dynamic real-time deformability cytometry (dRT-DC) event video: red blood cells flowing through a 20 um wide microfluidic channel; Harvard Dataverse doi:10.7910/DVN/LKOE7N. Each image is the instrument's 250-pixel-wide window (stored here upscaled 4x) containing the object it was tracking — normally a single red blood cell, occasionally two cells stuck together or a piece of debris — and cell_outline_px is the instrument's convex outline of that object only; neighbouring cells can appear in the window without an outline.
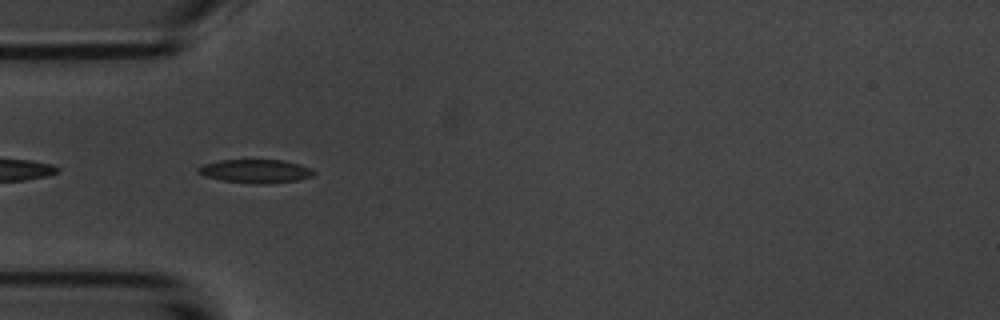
{"species": "common noctule bat (a hibernating species)", "species_latin": "Nyctalus noctula", "temperature_condition": "room temperature", "stored_images_in_passage": 8, "camera_frame_rate_fps": 3000, "um_per_image_px": 0.085, "animal": {"sex": "male", "body_mass_g": 20.1, "forearm_length_mm": 53.5}, "frame": {"image": 1, "passage_image": 2, "time_ms": 0.333, "image_size_px": [1000, 320], "cell_outline_px": [[316, 172], [312, 176], [296, 180], [268, 184], [256, 184], [224, 180], [208, 176], [196, 172], [196, 168], [204, 164], [220, 160], [284, 160], [300, 164], [312, 168]], "centroid_in_image_um": [21.76, 14.54], "position_along_channel_um": 63.2, "area_um2": 15.78}}